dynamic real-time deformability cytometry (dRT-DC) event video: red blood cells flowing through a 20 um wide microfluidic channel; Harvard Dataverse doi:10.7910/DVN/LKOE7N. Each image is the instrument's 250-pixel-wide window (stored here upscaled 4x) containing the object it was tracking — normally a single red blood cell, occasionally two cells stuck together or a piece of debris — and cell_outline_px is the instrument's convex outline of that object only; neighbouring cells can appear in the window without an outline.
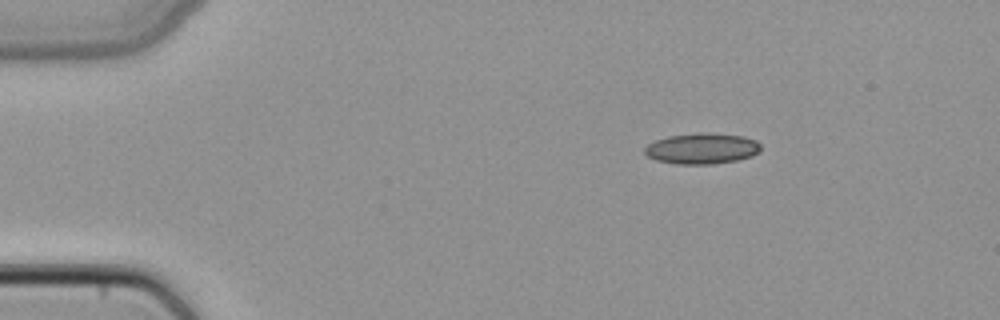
{"species": "common noctule bat (a hibernating species)", "species_latin": "Nyctalus noctula", "temperature_condition": "cold", "stored_images_in_passage": 42, "camera_frame_rate_fps": 3000, "um_per_image_px": 0.085, "animal": {"sex": "female", "body_mass_g": 22.7, "forearm_length_mm": 54.2}, "frame": {"image": 1, "passage_image": 1, "time_ms": 0.0, "image_size_px": [1000, 320], "cell_outline_px": [[760, 148], [752, 156], [736, 160], [712, 164], [676, 164], [656, 160], [648, 156], [644, 152], [644, 148], [648, 144], [656, 140], [668, 136], [700, 132], [708, 132], [744, 136], [756, 140], [760, 144]], "centroid_in_image_um": [59.65, 12.61], "position_along_channel_um": 25.3, "area_um2": 20.87}}
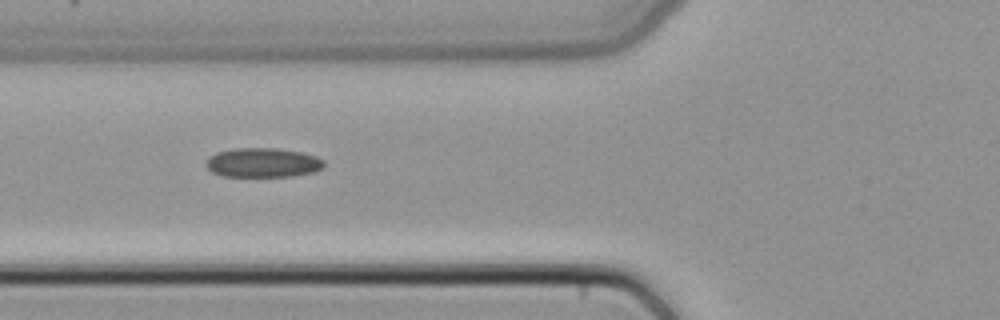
{"frame": {"image": 2, "passage_image": 12, "time_ms": 3.667, "image_size_px": [1000, 320], "cell_outline_px": [[324, 164], [320, 168], [312, 172], [292, 176], [220, 176], [212, 172], [204, 164], [208, 156], [216, 152], [236, 148], [276, 148], [300, 152], [316, 156], [324, 160]], "centroid_in_image_um": [22.28, 13.82], "position_along_channel_um": 103.5, "area_um2": 20.17}}
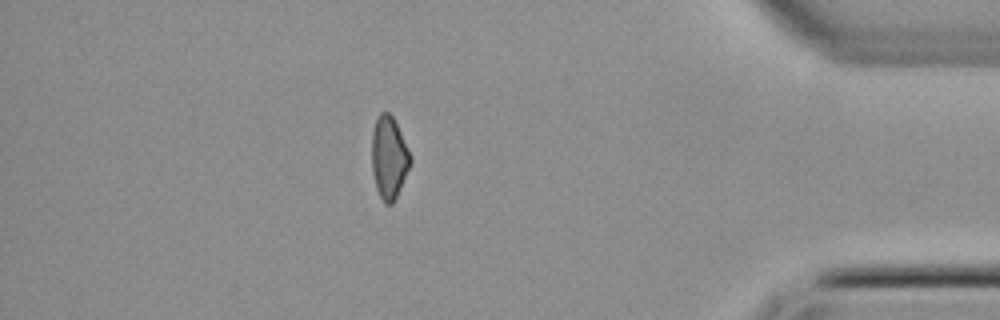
{"frame": {"image": 3, "passage_image": 36, "time_ms": 11.667, "image_size_px": [1000, 320], "cell_outline_px": [[412, 160], [400, 188], [392, 204], [384, 204], [376, 188], [372, 172], [372, 132], [376, 116], [380, 112], [388, 112], [392, 116], [412, 156]], "centroid_in_image_um": [33.05, 13.38], "position_along_channel_um": 402.2, "area_um2": 18.44}}